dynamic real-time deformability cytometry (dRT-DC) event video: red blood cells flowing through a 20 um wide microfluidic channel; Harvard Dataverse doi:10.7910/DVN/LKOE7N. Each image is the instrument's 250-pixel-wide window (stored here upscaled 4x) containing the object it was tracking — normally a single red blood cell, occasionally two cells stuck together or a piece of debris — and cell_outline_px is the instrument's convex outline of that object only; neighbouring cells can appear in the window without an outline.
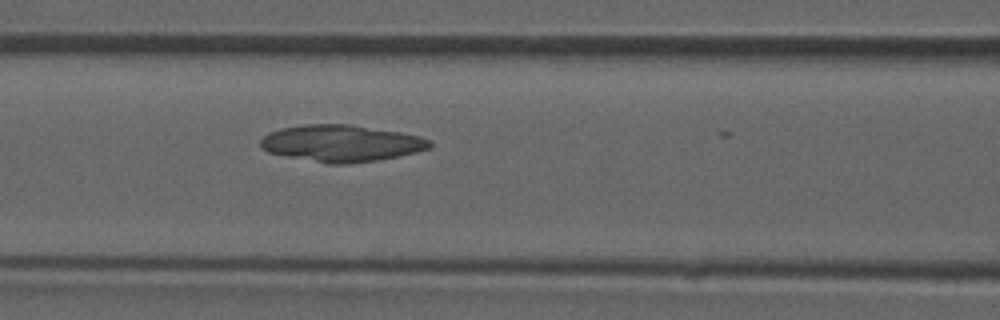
{"species": "common noctule bat (a hibernating species)", "species_latin": "Nyctalus noctula", "temperature_condition": "room temperature", "stored_images_in_passage": 21, "camera_frame_rate_fps": 3000, "um_per_image_px": 0.085, "animal": {"sex": "male", "forearm_length_mm": 52.5}, "frame": {"image": 1, "passage_image": 20, "time_ms": 6.333, "image_size_px": [1000, 320], "cell_outline_px": [[432, 148], [416, 152], [376, 160], [348, 164], [328, 164], [268, 152], [260, 144], [260, 140], [268, 132], [280, 128], [304, 124], [348, 124], [400, 132], [420, 136], [428, 140], [432, 144]], "centroid_in_image_um": [29.0, 12.17], "position_along_channel_um": 137.6, "area_um2": 36.01}}